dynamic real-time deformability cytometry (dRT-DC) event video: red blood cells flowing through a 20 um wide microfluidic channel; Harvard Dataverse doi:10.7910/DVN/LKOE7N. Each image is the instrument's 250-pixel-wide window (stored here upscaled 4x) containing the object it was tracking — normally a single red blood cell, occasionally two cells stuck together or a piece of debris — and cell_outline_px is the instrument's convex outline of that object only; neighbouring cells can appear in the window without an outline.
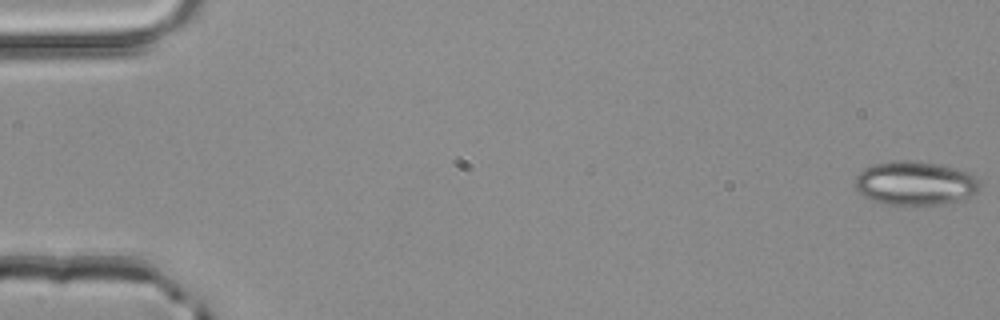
{"species": "common noctule bat (a hibernating species)", "species_latin": "Nyctalus noctula", "temperature_condition": "room temperature", "stored_images_in_passage": 4, "camera_frame_rate_fps": 3000, "um_per_image_px": 0.085, "animal": {"sex": "male", "body_mass_g": 20.4}, "frame": {"image": 1, "passage_image": 1, "time_ms": 0.0, "image_size_px": [1000, 320], "cell_outline_px": [[980, 184], [976, 192], [964, 200], [944, 204], [884, 204], [872, 200], [860, 192], [856, 188], [856, 176], [864, 168], [872, 164], [892, 160], [916, 160], [940, 164], [956, 168], [968, 172], [976, 176]], "centroid_in_image_um": [77.81, 15.55], "position_along_channel_um": 7.2, "area_um2": 32.08}}